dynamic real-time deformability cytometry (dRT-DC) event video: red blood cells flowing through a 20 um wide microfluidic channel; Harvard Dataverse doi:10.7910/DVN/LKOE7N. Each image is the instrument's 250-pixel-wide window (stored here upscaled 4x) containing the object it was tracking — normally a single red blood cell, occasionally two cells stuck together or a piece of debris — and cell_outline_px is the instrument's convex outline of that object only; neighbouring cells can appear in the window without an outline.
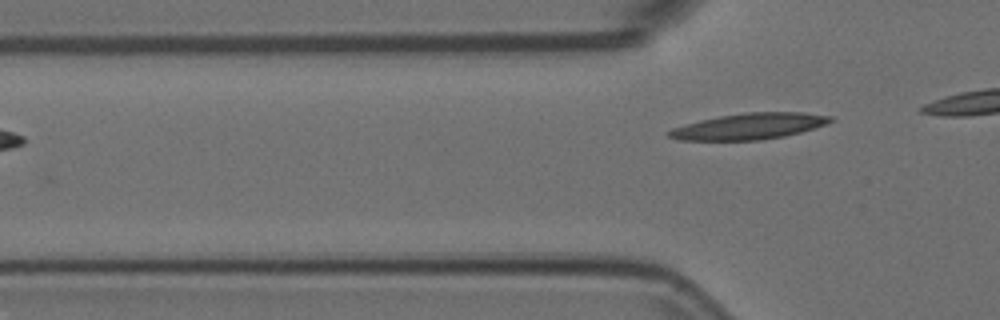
{"species": "Egyptian fruit bat (a non-hibernating species)", "species_latin": "Rousettus aegyptiacus", "temperature_condition": "room temperature", "stored_images_in_passage": 5, "camera_frame_rate_fps": 3000, "um_per_image_px": 0.085, "animal": {"sex": "female"}, "frame": {"image": 1, "passage_image": 5, "time_ms": 1.333, "image_size_px": [1000, 320], "cell_outline_px": [[832, 120], [824, 124], [800, 132], [784, 136], [760, 140], [676, 140], [668, 136], [664, 132], [672, 128], [684, 124], [700, 120], [720, 116], [744, 112], [804, 112], [832, 116]], "centroid_in_image_um": [63.61, 10.73], "position_along_channel_um": 62.2, "area_um2": 24.51}}